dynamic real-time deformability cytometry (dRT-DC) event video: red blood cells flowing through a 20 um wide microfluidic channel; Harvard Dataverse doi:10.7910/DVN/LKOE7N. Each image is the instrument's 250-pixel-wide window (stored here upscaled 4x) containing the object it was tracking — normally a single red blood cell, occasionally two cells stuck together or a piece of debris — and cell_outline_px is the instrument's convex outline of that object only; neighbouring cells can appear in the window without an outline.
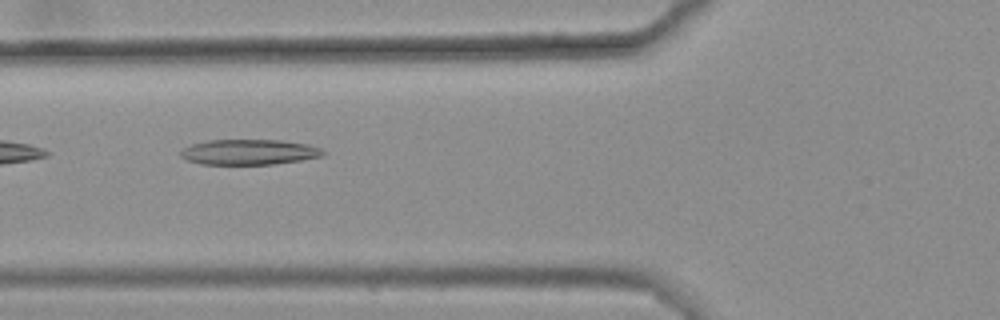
{"species": "common noctule bat (a hibernating species)", "species_latin": "Nyctalus noctula", "temperature_condition": "warm", "stored_images_in_passage": 10, "camera_frame_rate_fps": 3000, "um_per_image_px": 0.085, "animal": {"sex": "female", "body_mass_g": 25.1}, "frame": {"image": 1, "passage_image": 9, "time_ms": 2.667, "image_size_px": [1000, 320], "cell_outline_px": [[324, 156], [300, 160], [272, 164], [200, 164], [188, 160], [180, 156], [180, 152], [184, 148], [192, 144], [208, 140], [280, 140], [308, 144], [320, 148], [324, 152]], "centroid_in_image_um": [21.17, 12.92], "position_along_channel_um": 104.6, "area_um2": 20.92}}
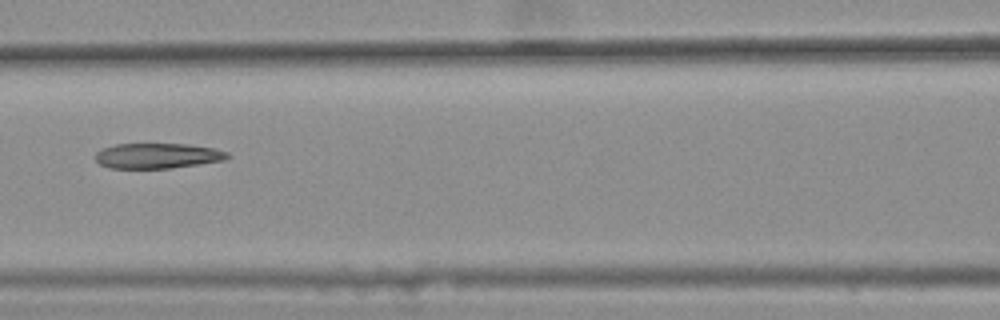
{"frame": {"image": 2, "passage_image": 10, "time_ms": 3.0, "image_size_px": [1000, 320], "cell_outline_px": [[232, 156], [228, 160], [172, 168], [108, 168], [100, 164], [96, 160], [96, 152], [100, 148], [116, 144], [188, 144], [216, 148], [228, 152]], "centroid_in_image_um": [13.44, 13.24], "position_along_channel_um": 153.2, "area_um2": 19.77}}